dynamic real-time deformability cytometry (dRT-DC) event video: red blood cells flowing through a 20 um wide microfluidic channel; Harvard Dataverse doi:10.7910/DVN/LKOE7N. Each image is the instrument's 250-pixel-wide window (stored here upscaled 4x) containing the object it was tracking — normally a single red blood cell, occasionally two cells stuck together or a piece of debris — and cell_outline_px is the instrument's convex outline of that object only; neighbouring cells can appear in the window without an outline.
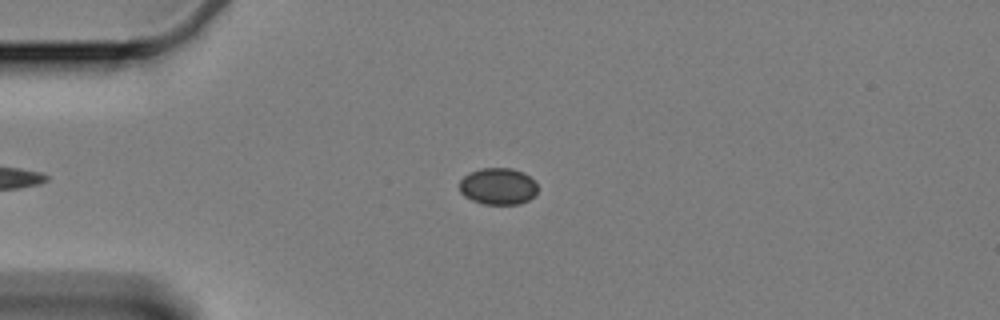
{"species": "Egyptian fruit bat (a non-hibernating species)", "species_latin": "Rousettus aegyptiacus", "temperature_condition": "cold", "stored_images_in_passage": 44, "camera_frame_rate_fps": 3000, "um_per_image_px": 0.085, "animal": {"sex": "female"}, "frame": {"image": 1, "passage_image": 4, "time_ms": 1.0, "image_size_px": [1000, 320], "cell_outline_px": [[536, 192], [528, 200], [520, 204], [484, 204], [472, 200], [464, 196], [460, 192], [460, 180], [468, 172], [480, 168], [512, 168], [524, 172], [536, 184]], "centroid_in_image_um": [42.3, 15.82], "position_along_channel_um": 42.7, "area_um2": 16.7}}
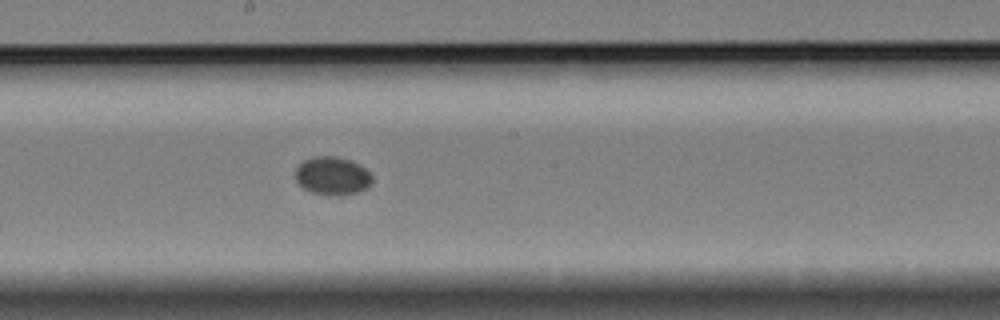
{"frame": {"image": 2, "passage_image": 22, "time_ms": 7.0, "image_size_px": [1000, 320], "cell_outline_px": [[372, 184], [356, 192], [340, 196], [328, 196], [312, 192], [304, 188], [296, 180], [296, 168], [304, 160], [316, 156], [336, 156], [352, 160], [360, 164], [372, 176]], "centroid_in_image_um": [28.26, 14.95], "position_along_channel_um": 219.9, "area_um2": 17.11}}
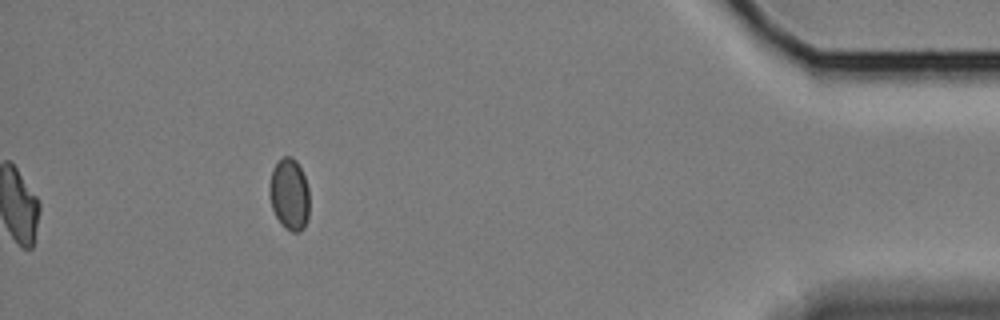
{"frame": {"image": 3, "passage_image": 44, "time_ms": 14.333, "image_size_px": [1000, 320], "cell_outline_px": [[308, 216], [304, 228], [300, 232], [292, 232], [284, 228], [280, 224], [272, 208], [268, 196], [268, 188], [272, 168], [284, 156], [292, 156], [296, 160], [304, 176], [308, 188]], "centroid_in_image_um": [24.57, 16.53], "position_along_channel_um": 410.6, "area_um2": 16.88}}